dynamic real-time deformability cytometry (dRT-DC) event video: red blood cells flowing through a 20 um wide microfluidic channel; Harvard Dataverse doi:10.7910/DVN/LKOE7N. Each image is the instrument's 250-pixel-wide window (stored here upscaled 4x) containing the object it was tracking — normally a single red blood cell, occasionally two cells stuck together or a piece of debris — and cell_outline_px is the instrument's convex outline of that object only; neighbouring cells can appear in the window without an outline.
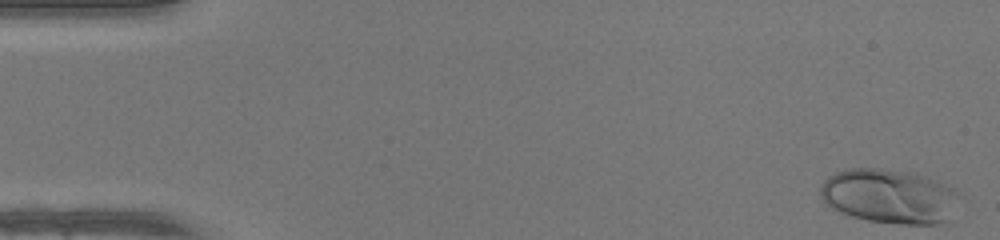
{"species": "human", "species_latin": "Homo sapiens", "temperature_condition": "warm", "stored_images_in_passage": 48, "camera_frame_rate_fps": 3000, "um_per_image_px": 0.085, "donor": {"sex": "female"}, "frame": {"image": 1, "passage_image": 1, "time_ms": 0.0, "image_size_px": [1000, 240], "cell_outline_px": [[956, 192], [948, 220], [936, 224], [900, 224], [868, 220], [852, 216], [840, 212], [832, 208], [820, 196], [820, 188], [824, 180], [828, 176], [844, 168], [880, 168], [916, 172], [956, 188]], "centroid_in_image_um": [75.54, 16.65], "position_along_channel_um": 9.5, "area_um2": 43.87}}
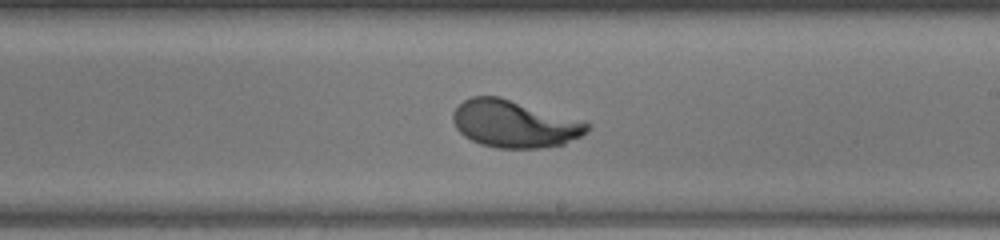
{"frame": {"image": 2, "passage_image": 28, "time_ms": 9.0, "image_size_px": [1000, 240], "cell_outline_px": [[592, 124], [588, 132], [564, 144], [540, 148], [496, 148], [480, 144], [464, 136], [456, 128], [452, 120], [452, 112], [464, 100], [472, 96], [500, 96]], "centroid_in_image_um": [43.7, 10.53], "position_along_channel_um": 245.3, "area_um2": 36.88}}
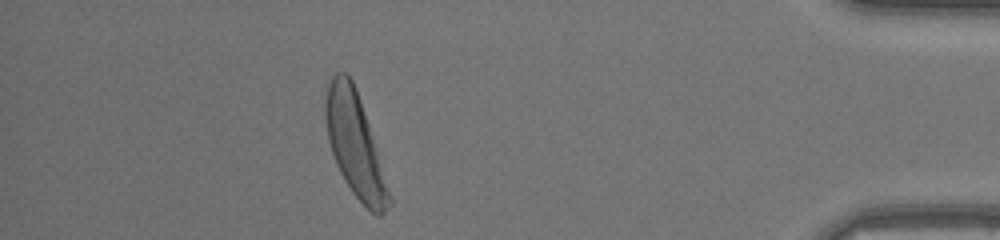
{"frame": {"image": 3, "passage_image": 43, "time_ms": 14.0, "image_size_px": [1000, 240], "cell_outline_px": [[392, 204], [380, 216], [376, 216], [352, 192], [344, 180], [336, 164], [328, 140], [324, 116], [324, 100], [328, 80], [336, 72], [348, 72], [356, 88], [392, 196]], "centroid_in_image_um": [30.15, 12.27], "position_along_channel_um": 405.1, "area_um2": 38.21}}